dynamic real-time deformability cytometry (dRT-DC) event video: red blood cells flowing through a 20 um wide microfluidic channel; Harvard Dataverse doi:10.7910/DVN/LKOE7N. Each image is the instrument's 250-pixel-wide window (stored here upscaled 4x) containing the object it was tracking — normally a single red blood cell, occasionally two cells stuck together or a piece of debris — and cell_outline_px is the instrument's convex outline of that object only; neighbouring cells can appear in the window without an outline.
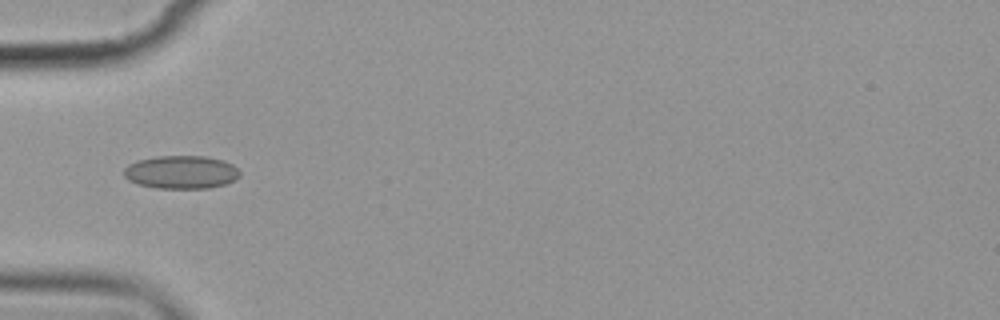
{"species": "common noctule bat (a hibernating species)", "species_latin": "Nyctalus noctula", "temperature_condition": "cold", "stored_images_in_passage": 5, "camera_frame_rate_fps": 3000, "um_per_image_px": 0.085, "animal": {"sex": "female", "body_mass_g": 19.9}, "frame": {"image": 1, "passage_image": 4, "time_ms": 3.333, "image_size_px": [1000, 320], "cell_outline_px": [[240, 176], [224, 184], [208, 188], [156, 188], [136, 184], [128, 180], [124, 176], [124, 168], [128, 164], [136, 160], [156, 156], [204, 156], [224, 160], [232, 164], [240, 172]], "centroid_in_image_um": [15.36, 14.62], "position_along_channel_um": 69.6, "area_um2": 22.48}}
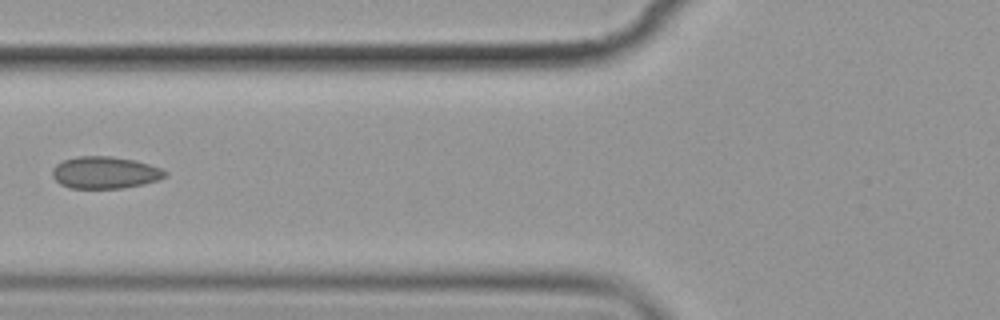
{"frame": {"image": 2, "passage_image": 5, "time_ms": 4.667, "image_size_px": [1000, 320], "cell_outline_px": [[168, 176], [144, 184], [124, 188], [68, 188], [60, 184], [52, 176], [52, 168], [56, 164], [64, 160], [76, 156], [108, 156], [136, 160], [160, 168], [168, 172]], "centroid_in_image_um": [8.91, 14.67], "position_along_channel_um": 116.9, "area_um2": 21.15}}